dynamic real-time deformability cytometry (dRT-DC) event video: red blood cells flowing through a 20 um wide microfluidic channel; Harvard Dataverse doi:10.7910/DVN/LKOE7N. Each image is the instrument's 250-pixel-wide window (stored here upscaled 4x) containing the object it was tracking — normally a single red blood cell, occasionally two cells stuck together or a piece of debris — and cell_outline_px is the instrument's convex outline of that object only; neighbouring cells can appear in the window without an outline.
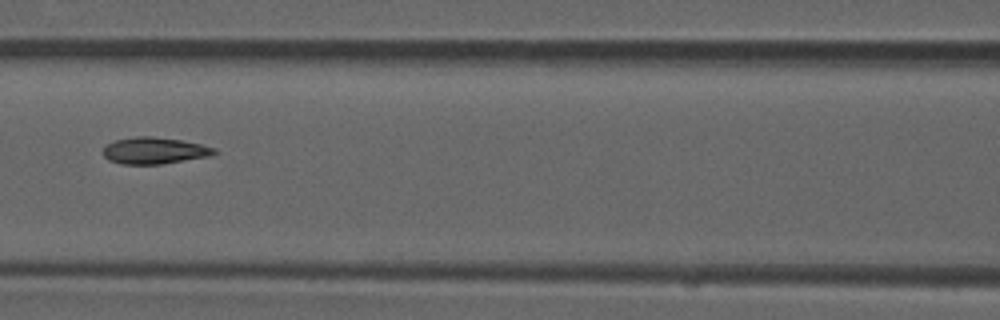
{"species": "common noctule bat (a hibernating species)", "species_latin": "Nyctalus noctula", "temperature_condition": "room temperature", "stored_images_in_passage": 7, "camera_frame_rate_fps": 3000, "um_per_image_px": 0.085, "animal": {"sex": "male", "forearm_length_mm": 52.5}, "frame": {"image": 1, "passage_image": 6, "time_ms": 1.667, "image_size_px": [1000, 320], "cell_outline_px": [[216, 152], [212, 156], [160, 164], [124, 164], [108, 160], [104, 156], [104, 148], [108, 144], [116, 140], [136, 136], [152, 136], [180, 140], [200, 144], [216, 148]], "centroid_in_image_um": [13.14, 12.8], "position_along_channel_um": 153.5, "area_um2": 17.11}}
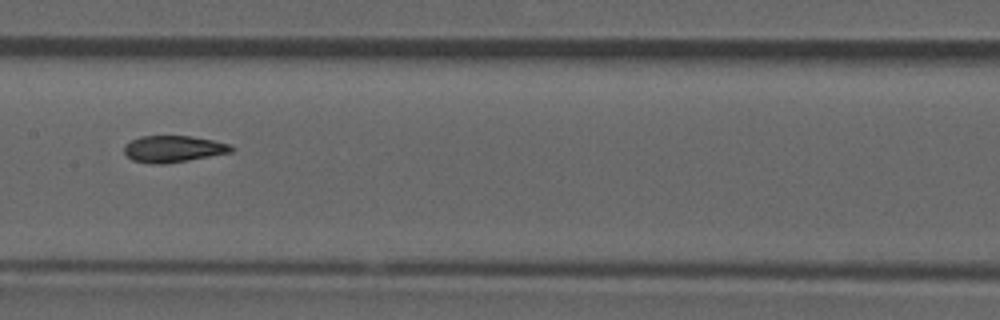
{"frame": {"image": 2, "passage_image": 7, "time_ms": 2.0, "image_size_px": [1000, 320], "cell_outline_px": [[236, 148], [232, 152], [188, 160], [164, 164], [152, 164], [132, 160], [124, 152], [124, 144], [140, 136], [192, 136], [212, 140], [228, 144]], "centroid_in_image_um": [14.72, 12.66], "position_along_channel_um": 192.7, "area_um2": 16.59}}